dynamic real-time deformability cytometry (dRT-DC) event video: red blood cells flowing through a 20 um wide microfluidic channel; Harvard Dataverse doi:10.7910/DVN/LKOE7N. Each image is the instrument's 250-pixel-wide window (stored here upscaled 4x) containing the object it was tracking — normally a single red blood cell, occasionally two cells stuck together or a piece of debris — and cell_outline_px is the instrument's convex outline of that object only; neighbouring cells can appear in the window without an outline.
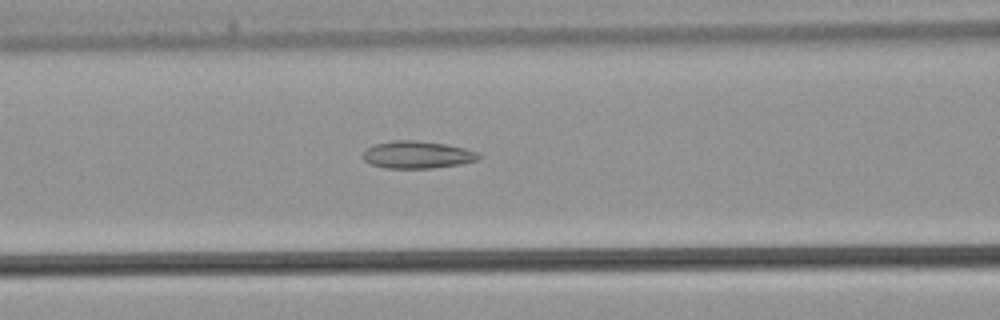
{"species": "common noctule bat (a hibernating species)", "species_latin": "Nyctalus noctula", "temperature_condition": "warm", "stored_images_in_passage": 41, "camera_frame_rate_fps": 3000, "um_per_image_px": 0.085, "animal": {"sex": "male", "body_mass_g": 21.5, "forearm_length_mm": 52.0}, "frame": {"image": 1, "passage_image": 16, "time_ms": 5.0, "image_size_px": [1000, 320], "cell_outline_px": [[480, 156], [476, 160], [460, 164], [432, 168], [384, 168], [372, 164], [364, 160], [364, 152], [372, 144], [392, 140], [416, 140], [448, 144], [464, 148], [476, 152]], "centroid_in_image_um": [35.45, 13.14], "position_along_channel_um": 131.2, "area_um2": 18.38}}
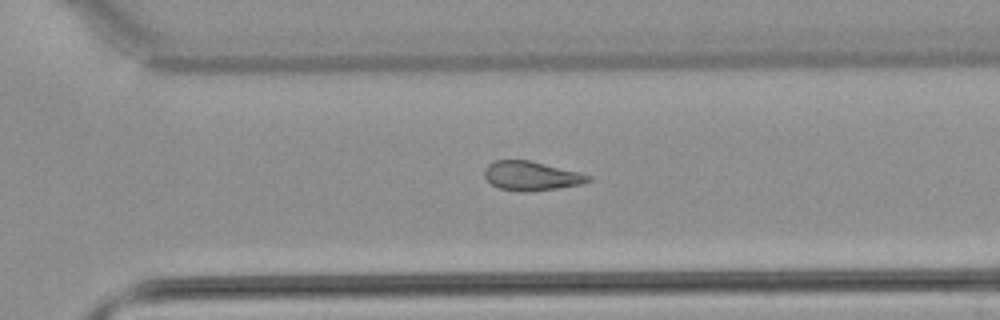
{"frame": {"image": 2, "passage_image": 28, "time_ms": 9.0, "image_size_px": [1000, 320], "cell_outline_px": [[592, 180], [580, 184], [556, 188], [524, 192], [500, 188], [492, 184], [484, 176], [484, 168], [488, 164], [496, 160], [528, 160], [592, 176]], "centroid_in_image_um": [45.12, 14.95], "position_along_channel_um": 325.5, "area_um2": 17.22}}
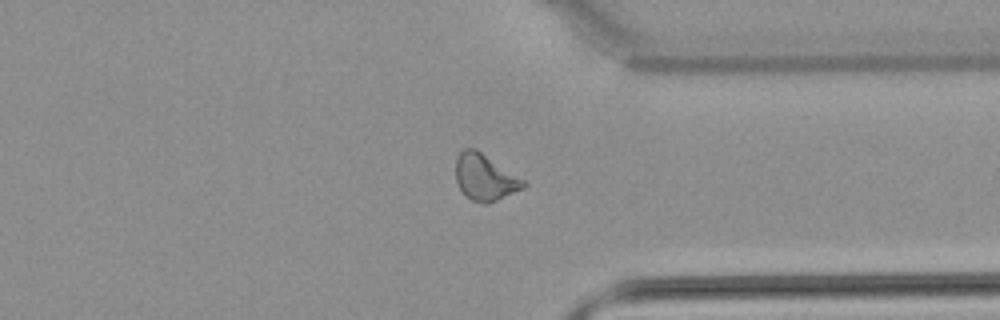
{"frame": {"image": 3, "passage_image": 31, "time_ms": 10.0, "image_size_px": [1000, 320], "cell_outline_px": [[528, 184], [524, 188], [488, 204], [484, 204], [472, 200], [464, 196], [456, 180], [456, 156], [464, 148], [476, 148], [524, 180]], "centroid_in_image_um": [41.21, 15.07], "position_along_channel_um": 370.2, "area_um2": 18.32}}